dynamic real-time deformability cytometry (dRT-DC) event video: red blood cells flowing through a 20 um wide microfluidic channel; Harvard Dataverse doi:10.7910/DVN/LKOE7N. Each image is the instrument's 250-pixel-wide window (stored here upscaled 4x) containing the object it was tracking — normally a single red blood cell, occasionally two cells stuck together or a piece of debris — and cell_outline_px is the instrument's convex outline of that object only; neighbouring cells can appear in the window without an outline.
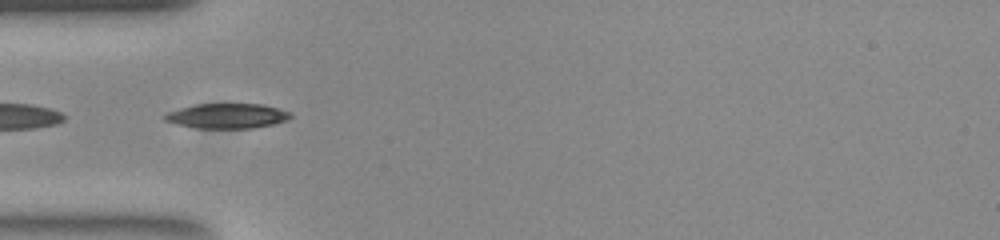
{"species": "common noctule bat (a hibernating species)", "species_latin": "Nyctalus noctula", "temperature_condition": "room temperature", "stored_images_in_passage": 37, "camera_frame_rate_fps": 3000, "um_per_image_px": 0.085, "animal": {"sex": "female", "body_mass_g": 23.0, "forearm_length_mm": 53.4}, "frame": {"image": 1, "passage_image": 1, "time_ms": 0.0, "image_size_px": [1000, 240], "cell_outline_px": [[292, 116], [288, 120], [272, 124], [252, 128], [196, 128], [176, 124], [164, 120], [164, 116], [168, 112], [180, 108], [196, 104], [264, 104], [292, 112]], "centroid_in_image_um": [19.33, 9.85], "position_along_channel_um": 65.7, "area_um2": 18.26}}
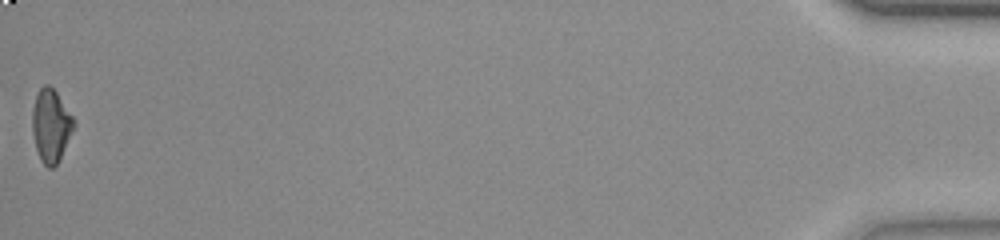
{"frame": {"image": 2, "passage_image": 37, "time_ms": 12.0, "image_size_px": [1000, 240], "cell_outline_px": [[76, 124], [56, 164], [52, 168], [48, 168], [40, 160], [36, 148], [32, 132], [32, 108], [36, 96], [40, 88], [44, 84], [48, 84], [56, 92], [76, 120]], "centroid_in_image_um": [4.32, 10.66], "position_along_channel_um": 430.9, "area_um2": 17.51}, "authors_computed_cell_mechanics": {"area_um2": 17.7446, "velocity_mm_per_s": 3.9027, "shape_relaxation_time_tau1_ms": 5.5357, "shape_relaxation_time_tau2_ms": null, "deformation_change_tau1": 0.193, "deformation_change_tau2": null}}